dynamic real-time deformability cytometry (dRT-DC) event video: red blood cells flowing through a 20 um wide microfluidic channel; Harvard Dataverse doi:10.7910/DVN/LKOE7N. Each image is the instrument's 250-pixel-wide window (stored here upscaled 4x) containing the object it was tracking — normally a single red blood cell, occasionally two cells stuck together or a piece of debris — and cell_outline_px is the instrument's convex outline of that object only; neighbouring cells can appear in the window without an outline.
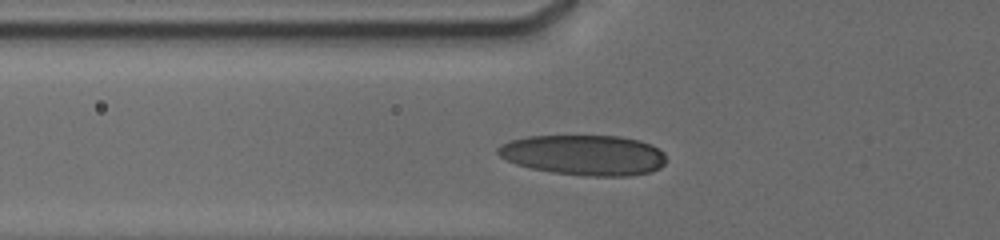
{"species": "human", "species_latin": "Homo sapiens", "temperature_condition": "cold", "stored_images_in_passage": 38, "camera_frame_rate_fps": 3000, "um_per_image_px": 0.085, "donor": {"sex": "male"}, "frame": {"image": 1, "passage_image": 3, "time_ms": 0.333, "image_size_px": [1000, 240], "cell_outline_px": [[664, 164], [660, 168], [652, 172], [628, 176], [584, 176], [552, 172], [532, 168], [516, 164], [500, 156], [496, 152], [496, 148], [508, 140], [528, 136], [620, 136], [640, 140], [652, 144], [664, 152]], "centroid_in_image_um": [49.65, 13.17], "position_along_channel_um": 76.2, "area_um2": 39.77}}
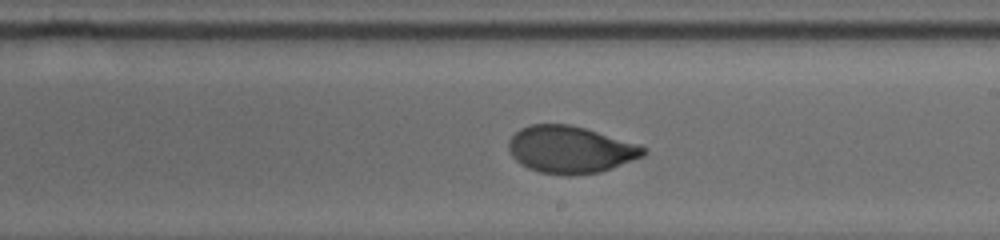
{"frame": {"image": 2, "passage_image": 23, "time_ms": 4.667, "image_size_px": [1000, 240], "cell_outline_px": [[648, 152], [644, 156], [612, 168], [600, 172], [568, 176], [540, 172], [528, 168], [520, 164], [512, 156], [508, 148], [508, 140], [520, 128], [532, 124], [568, 124], [584, 128], [640, 144], [648, 148]], "centroid_in_image_um": [48.5, 12.72], "position_along_channel_um": 240.5, "area_um2": 37.22}}
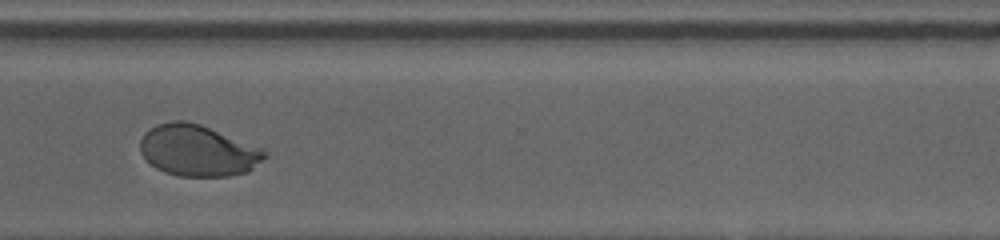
{"frame": {"image": 3, "passage_image": 37, "time_ms": 7.667, "image_size_px": [1000, 240], "cell_outline_px": [[268, 156], [248, 172], [228, 176], [180, 176], [164, 172], [156, 168], [140, 152], [140, 140], [144, 132], [148, 128], [156, 124], [172, 120], [184, 120], [200, 124], [264, 148], [268, 152]], "centroid_in_image_um": [16.83, 12.78], "position_along_channel_um": 353.8, "area_um2": 37.51}}